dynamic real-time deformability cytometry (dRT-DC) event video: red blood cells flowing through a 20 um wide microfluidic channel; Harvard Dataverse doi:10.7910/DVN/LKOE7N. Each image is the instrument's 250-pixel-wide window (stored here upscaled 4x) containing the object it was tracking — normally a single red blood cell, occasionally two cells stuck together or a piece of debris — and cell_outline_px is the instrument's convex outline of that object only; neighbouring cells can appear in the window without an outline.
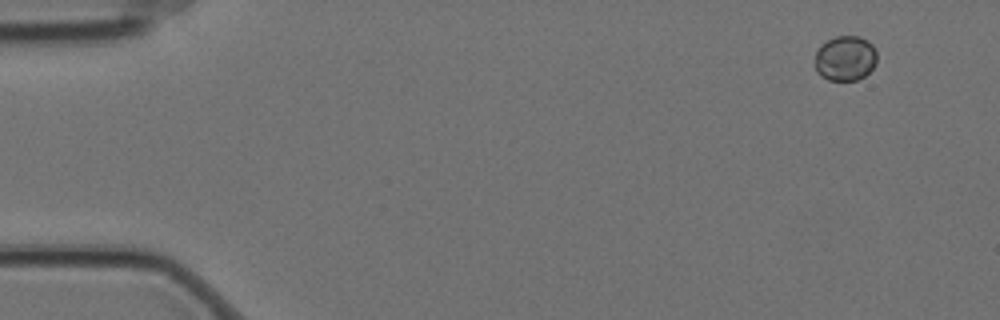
{"species": "Egyptian fruit bat (a non-hibernating species)", "species_latin": "Rousettus aegyptiacus", "temperature_condition": "cold", "stored_images_in_passage": 10, "camera_frame_rate_fps": 3000, "um_per_image_px": 0.085, "animal": {"sex": "female"}, "frame": {"image": 1, "passage_image": 1, "time_ms": 0.0, "image_size_px": [1000, 320], "cell_outline_px": [[876, 64], [864, 76], [856, 80], [828, 80], [820, 76], [816, 72], [816, 48], [820, 44], [836, 36], [860, 36], [868, 40], [872, 44], [876, 52]], "centroid_in_image_um": [71.83, 4.94], "position_along_channel_um": 13.2, "area_um2": 16.42}}
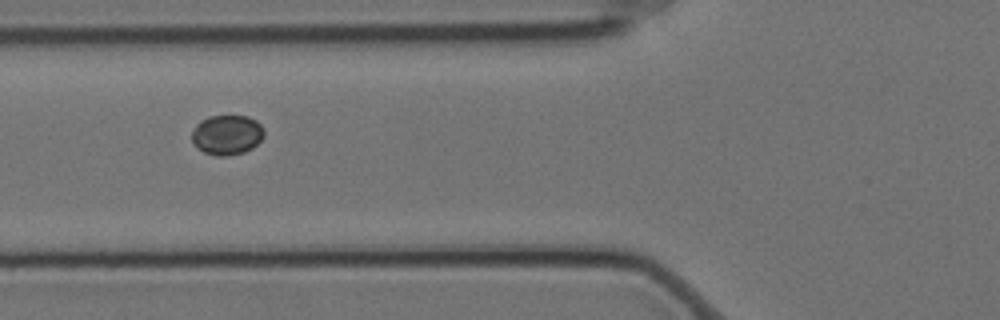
{"frame": {"image": 2, "passage_image": 6, "time_ms": 1.667, "image_size_px": [1000, 320], "cell_outline_px": [[264, 136], [252, 148], [244, 152], [228, 156], [216, 156], [204, 152], [196, 148], [192, 140], [192, 132], [196, 124], [200, 120], [208, 116], [248, 116], [256, 120], [264, 128]], "centroid_in_image_um": [19.28, 11.46], "position_along_channel_um": 106.5, "area_um2": 16.94}}
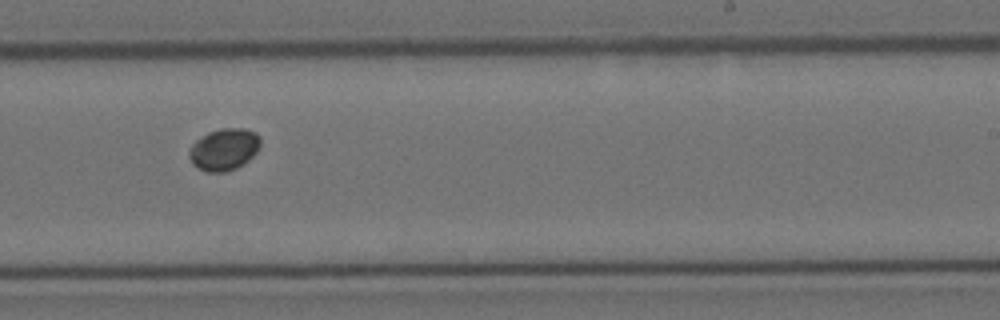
{"frame": {"image": 3, "passage_image": 10, "time_ms": 3.0, "image_size_px": [1000, 320], "cell_outline_px": [[260, 144], [256, 152], [244, 164], [236, 168], [224, 172], [208, 172], [196, 168], [192, 164], [188, 156], [188, 152], [192, 144], [196, 140], [208, 132], [220, 128], [244, 128], [256, 132], [260, 136]], "centroid_in_image_um": [19.03, 12.69], "position_along_channel_um": 270.0, "area_um2": 17.57}}